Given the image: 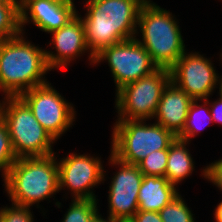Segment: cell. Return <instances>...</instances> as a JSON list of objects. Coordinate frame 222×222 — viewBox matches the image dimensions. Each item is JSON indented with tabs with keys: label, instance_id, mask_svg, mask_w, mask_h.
<instances>
[{
	"label": "cell",
	"instance_id": "26",
	"mask_svg": "<svg viewBox=\"0 0 222 222\" xmlns=\"http://www.w3.org/2000/svg\"><path fill=\"white\" fill-rule=\"evenodd\" d=\"M132 222H163L158 212L137 211L130 219Z\"/></svg>",
	"mask_w": 222,
	"mask_h": 222
},
{
	"label": "cell",
	"instance_id": "18",
	"mask_svg": "<svg viewBox=\"0 0 222 222\" xmlns=\"http://www.w3.org/2000/svg\"><path fill=\"white\" fill-rule=\"evenodd\" d=\"M198 101H204L203 104L198 105ZM208 107H204V106ZM204 118H206V121ZM209 122H213L212 115L210 112V107H209V100L204 99V100H193L189 110H188V115L186 119V123L184 126V129L182 132L177 136V138L182 139L184 141H187L188 144L191 141L192 137H195V135L200 132V130L205 126L206 124H209ZM206 123V124H205Z\"/></svg>",
	"mask_w": 222,
	"mask_h": 222
},
{
	"label": "cell",
	"instance_id": "14",
	"mask_svg": "<svg viewBox=\"0 0 222 222\" xmlns=\"http://www.w3.org/2000/svg\"><path fill=\"white\" fill-rule=\"evenodd\" d=\"M52 41L57 53L45 50L46 61L52 70L66 69L70 61L75 60L85 52H90L85 38V30L82 19L77 15L72 18L65 26L52 31Z\"/></svg>",
	"mask_w": 222,
	"mask_h": 222
},
{
	"label": "cell",
	"instance_id": "3",
	"mask_svg": "<svg viewBox=\"0 0 222 222\" xmlns=\"http://www.w3.org/2000/svg\"><path fill=\"white\" fill-rule=\"evenodd\" d=\"M56 154L18 158L4 177L11 202L31 207L59 193V167Z\"/></svg>",
	"mask_w": 222,
	"mask_h": 222
},
{
	"label": "cell",
	"instance_id": "15",
	"mask_svg": "<svg viewBox=\"0 0 222 222\" xmlns=\"http://www.w3.org/2000/svg\"><path fill=\"white\" fill-rule=\"evenodd\" d=\"M193 99L172 81L163 90L153 119L155 123L170 130L176 137L184 129L188 110Z\"/></svg>",
	"mask_w": 222,
	"mask_h": 222
},
{
	"label": "cell",
	"instance_id": "29",
	"mask_svg": "<svg viewBox=\"0 0 222 222\" xmlns=\"http://www.w3.org/2000/svg\"><path fill=\"white\" fill-rule=\"evenodd\" d=\"M103 216H101V215H97L93 220H92V222H117V220H113V219H111V218H108L107 217V219H104V218H102Z\"/></svg>",
	"mask_w": 222,
	"mask_h": 222
},
{
	"label": "cell",
	"instance_id": "13",
	"mask_svg": "<svg viewBox=\"0 0 222 222\" xmlns=\"http://www.w3.org/2000/svg\"><path fill=\"white\" fill-rule=\"evenodd\" d=\"M73 0H19L20 28L30 21L41 31L51 33L77 15Z\"/></svg>",
	"mask_w": 222,
	"mask_h": 222
},
{
	"label": "cell",
	"instance_id": "22",
	"mask_svg": "<svg viewBox=\"0 0 222 222\" xmlns=\"http://www.w3.org/2000/svg\"><path fill=\"white\" fill-rule=\"evenodd\" d=\"M168 149L150 153L137 166L143 175L165 177Z\"/></svg>",
	"mask_w": 222,
	"mask_h": 222
},
{
	"label": "cell",
	"instance_id": "9",
	"mask_svg": "<svg viewBox=\"0 0 222 222\" xmlns=\"http://www.w3.org/2000/svg\"><path fill=\"white\" fill-rule=\"evenodd\" d=\"M19 97L55 141L71 128L75 121V109L49 82L36 86Z\"/></svg>",
	"mask_w": 222,
	"mask_h": 222
},
{
	"label": "cell",
	"instance_id": "8",
	"mask_svg": "<svg viewBox=\"0 0 222 222\" xmlns=\"http://www.w3.org/2000/svg\"><path fill=\"white\" fill-rule=\"evenodd\" d=\"M107 61L116 91L158 69L146 49L131 38L103 48L95 55L94 64Z\"/></svg>",
	"mask_w": 222,
	"mask_h": 222
},
{
	"label": "cell",
	"instance_id": "24",
	"mask_svg": "<svg viewBox=\"0 0 222 222\" xmlns=\"http://www.w3.org/2000/svg\"><path fill=\"white\" fill-rule=\"evenodd\" d=\"M30 207L12 203V207L0 208V222H33Z\"/></svg>",
	"mask_w": 222,
	"mask_h": 222
},
{
	"label": "cell",
	"instance_id": "5",
	"mask_svg": "<svg viewBox=\"0 0 222 222\" xmlns=\"http://www.w3.org/2000/svg\"><path fill=\"white\" fill-rule=\"evenodd\" d=\"M0 118L7 126L17 159L55 153L52 149L55 139L40 125L20 97H4L0 101Z\"/></svg>",
	"mask_w": 222,
	"mask_h": 222
},
{
	"label": "cell",
	"instance_id": "31",
	"mask_svg": "<svg viewBox=\"0 0 222 222\" xmlns=\"http://www.w3.org/2000/svg\"><path fill=\"white\" fill-rule=\"evenodd\" d=\"M142 5L152 3L150 0H138Z\"/></svg>",
	"mask_w": 222,
	"mask_h": 222
},
{
	"label": "cell",
	"instance_id": "11",
	"mask_svg": "<svg viewBox=\"0 0 222 222\" xmlns=\"http://www.w3.org/2000/svg\"><path fill=\"white\" fill-rule=\"evenodd\" d=\"M210 58L187 51L169 69L171 81L193 100L208 99L217 88L219 74Z\"/></svg>",
	"mask_w": 222,
	"mask_h": 222
},
{
	"label": "cell",
	"instance_id": "32",
	"mask_svg": "<svg viewBox=\"0 0 222 222\" xmlns=\"http://www.w3.org/2000/svg\"><path fill=\"white\" fill-rule=\"evenodd\" d=\"M117 222H132L131 220H117Z\"/></svg>",
	"mask_w": 222,
	"mask_h": 222
},
{
	"label": "cell",
	"instance_id": "19",
	"mask_svg": "<svg viewBox=\"0 0 222 222\" xmlns=\"http://www.w3.org/2000/svg\"><path fill=\"white\" fill-rule=\"evenodd\" d=\"M21 33L19 0L0 1V40Z\"/></svg>",
	"mask_w": 222,
	"mask_h": 222
},
{
	"label": "cell",
	"instance_id": "16",
	"mask_svg": "<svg viewBox=\"0 0 222 222\" xmlns=\"http://www.w3.org/2000/svg\"><path fill=\"white\" fill-rule=\"evenodd\" d=\"M166 177L144 175L138 195V211L159 212L179 195Z\"/></svg>",
	"mask_w": 222,
	"mask_h": 222
},
{
	"label": "cell",
	"instance_id": "25",
	"mask_svg": "<svg viewBox=\"0 0 222 222\" xmlns=\"http://www.w3.org/2000/svg\"><path fill=\"white\" fill-rule=\"evenodd\" d=\"M202 175L205 179L212 182L222 191V159L207 165L202 169Z\"/></svg>",
	"mask_w": 222,
	"mask_h": 222
},
{
	"label": "cell",
	"instance_id": "27",
	"mask_svg": "<svg viewBox=\"0 0 222 222\" xmlns=\"http://www.w3.org/2000/svg\"><path fill=\"white\" fill-rule=\"evenodd\" d=\"M210 112L212 115L213 122L222 124V100L218 98L214 102H209Z\"/></svg>",
	"mask_w": 222,
	"mask_h": 222
},
{
	"label": "cell",
	"instance_id": "4",
	"mask_svg": "<svg viewBox=\"0 0 222 222\" xmlns=\"http://www.w3.org/2000/svg\"><path fill=\"white\" fill-rule=\"evenodd\" d=\"M179 22L168 10L154 2L142 5L137 23L142 41L136 40L146 49L158 68L170 69L186 52Z\"/></svg>",
	"mask_w": 222,
	"mask_h": 222
},
{
	"label": "cell",
	"instance_id": "12",
	"mask_svg": "<svg viewBox=\"0 0 222 222\" xmlns=\"http://www.w3.org/2000/svg\"><path fill=\"white\" fill-rule=\"evenodd\" d=\"M109 163L119 171L115 172L109 186V215L113 220H130L138 211V195L143 180L139 167L128 164L109 155Z\"/></svg>",
	"mask_w": 222,
	"mask_h": 222
},
{
	"label": "cell",
	"instance_id": "6",
	"mask_svg": "<svg viewBox=\"0 0 222 222\" xmlns=\"http://www.w3.org/2000/svg\"><path fill=\"white\" fill-rule=\"evenodd\" d=\"M146 120H117L112 132L111 154L122 162L137 165L155 150L169 149L177 138L170 130Z\"/></svg>",
	"mask_w": 222,
	"mask_h": 222
},
{
	"label": "cell",
	"instance_id": "2",
	"mask_svg": "<svg viewBox=\"0 0 222 222\" xmlns=\"http://www.w3.org/2000/svg\"><path fill=\"white\" fill-rule=\"evenodd\" d=\"M48 71L51 69L45 50L26 41L23 33L0 40V91L5 97H19L36 86L48 83L45 79Z\"/></svg>",
	"mask_w": 222,
	"mask_h": 222
},
{
	"label": "cell",
	"instance_id": "20",
	"mask_svg": "<svg viewBox=\"0 0 222 222\" xmlns=\"http://www.w3.org/2000/svg\"><path fill=\"white\" fill-rule=\"evenodd\" d=\"M97 200L73 199L62 222H92L99 214Z\"/></svg>",
	"mask_w": 222,
	"mask_h": 222
},
{
	"label": "cell",
	"instance_id": "1",
	"mask_svg": "<svg viewBox=\"0 0 222 222\" xmlns=\"http://www.w3.org/2000/svg\"><path fill=\"white\" fill-rule=\"evenodd\" d=\"M83 22L89 61L103 48L135 38L142 4L138 0H85Z\"/></svg>",
	"mask_w": 222,
	"mask_h": 222
},
{
	"label": "cell",
	"instance_id": "30",
	"mask_svg": "<svg viewBox=\"0 0 222 222\" xmlns=\"http://www.w3.org/2000/svg\"><path fill=\"white\" fill-rule=\"evenodd\" d=\"M218 86H219V98L222 100V76L221 78H219V81H218Z\"/></svg>",
	"mask_w": 222,
	"mask_h": 222
},
{
	"label": "cell",
	"instance_id": "10",
	"mask_svg": "<svg viewBox=\"0 0 222 222\" xmlns=\"http://www.w3.org/2000/svg\"><path fill=\"white\" fill-rule=\"evenodd\" d=\"M99 157L70 153L61 158L59 167V190H71L72 199L98 200L93 187L105 181L103 164Z\"/></svg>",
	"mask_w": 222,
	"mask_h": 222
},
{
	"label": "cell",
	"instance_id": "17",
	"mask_svg": "<svg viewBox=\"0 0 222 222\" xmlns=\"http://www.w3.org/2000/svg\"><path fill=\"white\" fill-rule=\"evenodd\" d=\"M187 143V141L176 138L168 149L165 177L175 186L191 176L194 171L195 165L189 149L186 148Z\"/></svg>",
	"mask_w": 222,
	"mask_h": 222
},
{
	"label": "cell",
	"instance_id": "23",
	"mask_svg": "<svg viewBox=\"0 0 222 222\" xmlns=\"http://www.w3.org/2000/svg\"><path fill=\"white\" fill-rule=\"evenodd\" d=\"M16 160L7 126L0 118V171L2 170L3 178Z\"/></svg>",
	"mask_w": 222,
	"mask_h": 222
},
{
	"label": "cell",
	"instance_id": "7",
	"mask_svg": "<svg viewBox=\"0 0 222 222\" xmlns=\"http://www.w3.org/2000/svg\"><path fill=\"white\" fill-rule=\"evenodd\" d=\"M171 81L170 70L158 68L151 74L116 91L117 120H151L163 90Z\"/></svg>",
	"mask_w": 222,
	"mask_h": 222
},
{
	"label": "cell",
	"instance_id": "21",
	"mask_svg": "<svg viewBox=\"0 0 222 222\" xmlns=\"http://www.w3.org/2000/svg\"><path fill=\"white\" fill-rule=\"evenodd\" d=\"M158 213L163 222H195L194 214L180 194Z\"/></svg>",
	"mask_w": 222,
	"mask_h": 222
},
{
	"label": "cell",
	"instance_id": "28",
	"mask_svg": "<svg viewBox=\"0 0 222 222\" xmlns=\"http://www.w3.org/2000/svg\"><path fill=\"white\" fill-rule=\"evenodd\" d=\"M214 216L216 222H222V201L215 208Z\"/></svg>",
	"mask_w": 222,
	"mask_h": 222
}]
</instances>
